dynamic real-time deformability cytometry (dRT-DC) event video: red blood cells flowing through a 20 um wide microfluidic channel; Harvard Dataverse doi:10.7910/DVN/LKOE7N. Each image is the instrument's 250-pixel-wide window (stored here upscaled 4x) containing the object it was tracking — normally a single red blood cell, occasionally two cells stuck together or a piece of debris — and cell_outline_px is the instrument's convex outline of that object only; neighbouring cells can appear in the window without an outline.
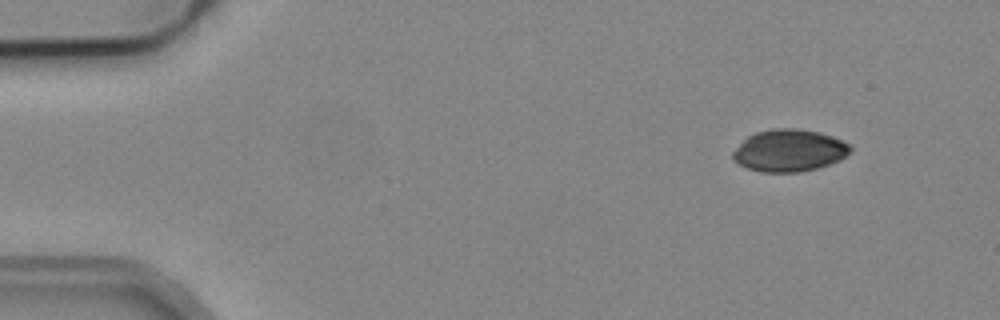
{"species": "common noctule bat (a hibernating species)", "species_latin": "Nyctalus noctula", "temperature_condition": "cold", "stored_images_in_passage": 48, "camera_frame_rate_fps": 3000, "um_per_image_px": 0.085, "animal": {"sex": "male", "body_mass_g": 19.2, "forearm_length_mm": 51.8}, "frame": {"image": 1, "passage_image": 1, "time_ms": 0.0, "image_size_px": [1000, 320], "cell_outline_px": [[852, 148], [840, 160], [816, 168], [796, 172], [760, 172], [748, 168], [732, 160], [732, 152], [748, 136], [756, 132], [776, 128], [796, 128], [820, 132], [832, 136], [848, 144]], "centroid_in_image_um": [67.06, 12.79], "position_along_channel_um": 17.9, "area_um2": 28.55}}
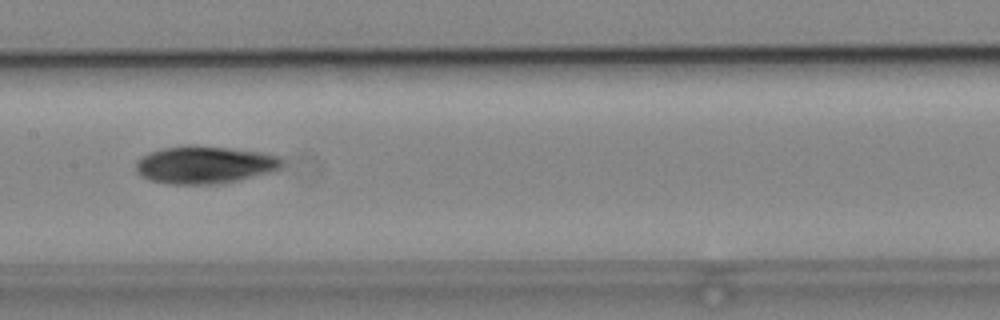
{"frame": {"image": 2, "passage_image": 22, "time_ms": 7.0, "image_size_px": [1000, 320], "cell_outline_px": [[284, 164], [280, 168], [268, 172], [220, 184], [168, 184], [148, 180], [140, 176], [136, 172], [136, 160], [148, 152], [164, 148], [188, 144], [192, 144], [228, 148], [260, 152], [280, 156], [284, 160]], "centroid_in_image_um": [17.35, 14.0], "position_along_channel_um": 190.1, "area_um2": 32.19}}
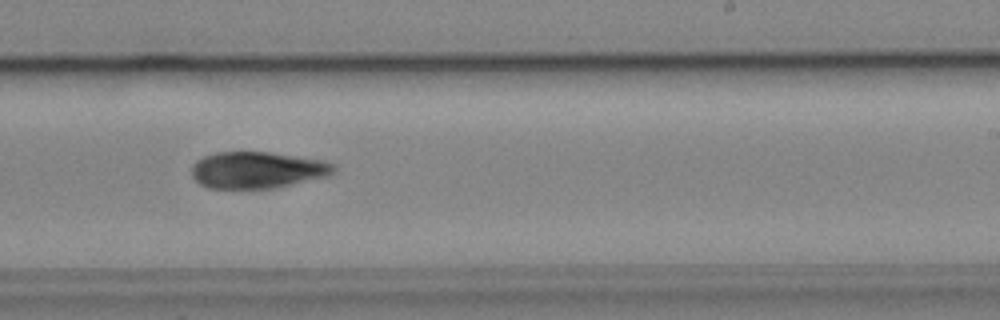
{"frame": {"image": 3, "passage_image": 28, "time_ms": 9.0, "image_size_px": [1000, 320], "cell_outline_px": [[336, 172], [328, 176], [272, 188], [208, 188], [200, 184], [192, 176], [192, 164], [196, 160], [204, 156], [216, 152], [268, 152], [324, 160], [336, 164]], "centroid_in_image_um": [21.88, 14.44], "position_along_channel_um": 267.1, "area_um2": 30.35}, "authors_computed_cell_mechanics": {"area_um2": 29.7092, "velocity_mm_per_s": 3.8797, "shape_relaxation_time_tau1_ms": 3.9032, "shape_relaxation_time_tau2_ms": null, "deformation_change_tau1": 0.0542, "deformation_change_tau2": null}}